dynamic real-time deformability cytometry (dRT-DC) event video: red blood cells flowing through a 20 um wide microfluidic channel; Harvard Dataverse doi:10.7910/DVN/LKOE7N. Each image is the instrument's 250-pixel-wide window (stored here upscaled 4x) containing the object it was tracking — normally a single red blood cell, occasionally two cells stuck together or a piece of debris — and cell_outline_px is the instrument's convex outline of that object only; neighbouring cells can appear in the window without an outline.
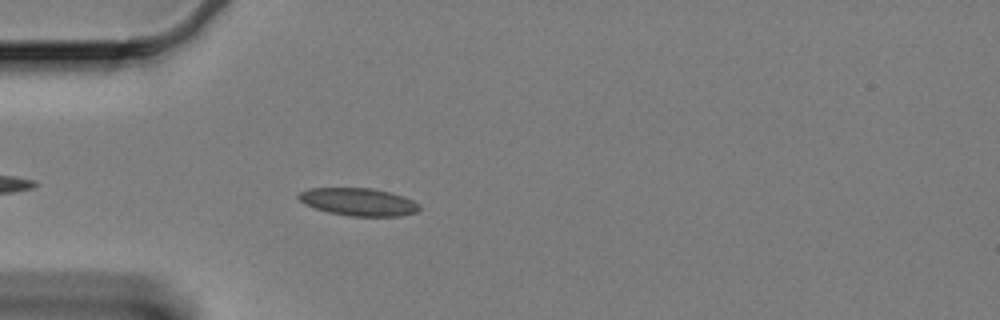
{"species": "Egyptian fruit bat (a non-hibernating species)", "species_latin": "Rousettus aegyptiacus", "temperature_condition": "cold", "stored_images_in_passage": 27, "camera_frame_rate_fps": 3000, "um_per_image_px": 0.085, "animal": {"sex": "female"}, "frame": {"image": 1, "passage_image": 6, "time_ms": 1.667, "image_size_px": [1000, 320], "cell_outline_px": [[420, 208], [416, 212], [400, 216], [348, 216], [328, 212], [304, 204], [296, 196], [300, 192], [308, 188], [372, 188], [404, 196], [420, 204]], "centroid_in_image_um": [30.46, 17.16], "position_along_channel_um": 54.5, "area_um2": 19.48}}
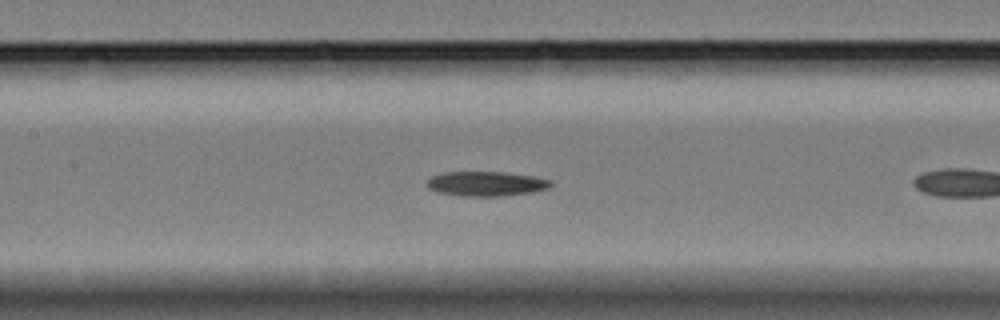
{"frame": {"image": 2, "passage_image": 13, "time_ms": 4.0, "image_size_px": [1000, 320], "cell_outline_px": [[552, 184], [548, 188], [532, 192], [500, 196], [460, 196], [436, 192], [428, 188], [428, 180], [432, 176], [444, 172], [504, 172], [532, 176], [552, 180]], "centroid_in_image_um": [41.31, 15.62], "position_along_channel_um": 166.1, "area_um2": 17.74}}
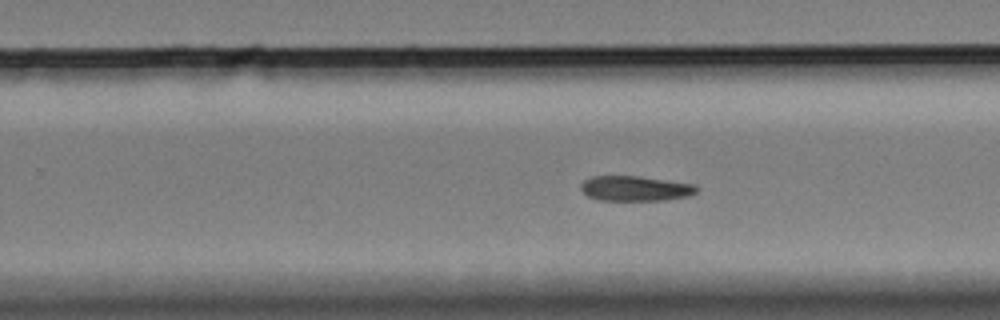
{"frame": {"image": 3, "passage_image": 23, "time_ms": 7.333, "image_size_px": [1000, 320], "cell_outline_px": [[700, 188], [696, 192], [688, 196], [664, 200], [600, 200], [588, 196], [580, 188], [580, 184], [584, 180], [592, 176], [640, 176], [696, 184]], "centroid_in_image_um": [54.02, 16.01], "position_along_channel_um": 275.8, "area_um2": 16.99}, "authors_computed_cell_mechanics": {"area_um2": 17.918, "velocity_mm_per_s": 3.298, "shape_relaxation_time_tau1_ms": null, "shape_relaxation_time_tau2_ms": 10.5361, "deformation_change_tau1": null, "deformation_change_tau2": 0.1329}}